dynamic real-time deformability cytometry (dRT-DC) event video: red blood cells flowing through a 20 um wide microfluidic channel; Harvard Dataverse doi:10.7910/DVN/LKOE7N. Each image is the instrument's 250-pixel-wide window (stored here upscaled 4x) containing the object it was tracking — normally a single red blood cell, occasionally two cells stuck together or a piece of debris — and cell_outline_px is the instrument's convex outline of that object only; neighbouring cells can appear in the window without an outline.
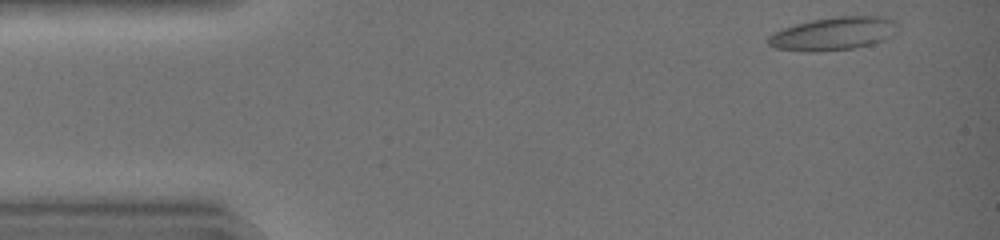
{"species": "common noctule bat (a hibernating species)", "species_latin": "Nyctalus noctula", "temperature_condition": "warm", "stored_images_in_passage": 40, "camera_frame_rate_fps": 3000, "um_per_image_px": 0.085, "animal": {"sex": "female", "body_mass_g": 19.0, "forearm_length_mm": 51.5}, "frame": {"image": 1, "passage_image": 2, "time_ms": 0.333, "image_size_px": [1000, 240], "cell_outline_px": [[900, 24], [892, 36], [884, 40], [872, 44], [852, 48], [812, 52], [804, 52], [776, 48], [768, 44], [768, 36], [784, 28], [796, 24], [812, 20], [836, 16], [888, 16], [896, 20]], "centroid_in_image_um": [70.91, 2.85], "position_along_channel_um": 14.1, "area_um2": 25.14}}
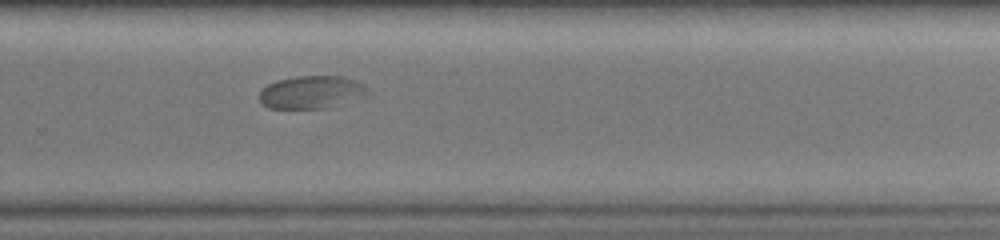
{"frame": {"image": 2, "passage_image": 29, "time_ms": 9.333, "image_size_px": [1000, 240], "cell_outline_px": [[372, 96], [324, 108], [268, 108], [260, 100], [260, 92], [268, 84], [276, 80], [296, 76], [340, 76], [364, 84], [372, 92]], "centroid_in_image_um": [26.56, 7.83], "position_along_channel_um": 303.2, "area_um2": 20.87}}
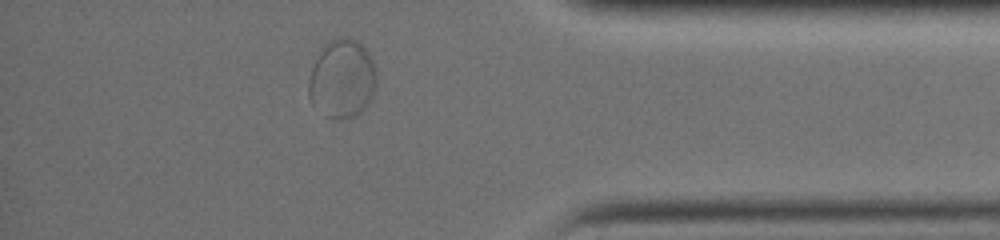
{"frame": {"image": 3, "passage_image": 37, "time_ms": 12.0, "image_size_px": [1000, 240], "cell_outline_px": [[376, 84], [372, 96], [352, 116], [340, 120], [328, 116], [312, 104], [308, 96], [308, 80], [312, 68], [324, 44], [328, 40], [340, 36], [348, 36], [356, 40], [368, 52], [376, 68]], "centroid_in_image_um": [29.06, 6.64], "position_along_channel_um": 406.1, "area_um2": 30.75}}